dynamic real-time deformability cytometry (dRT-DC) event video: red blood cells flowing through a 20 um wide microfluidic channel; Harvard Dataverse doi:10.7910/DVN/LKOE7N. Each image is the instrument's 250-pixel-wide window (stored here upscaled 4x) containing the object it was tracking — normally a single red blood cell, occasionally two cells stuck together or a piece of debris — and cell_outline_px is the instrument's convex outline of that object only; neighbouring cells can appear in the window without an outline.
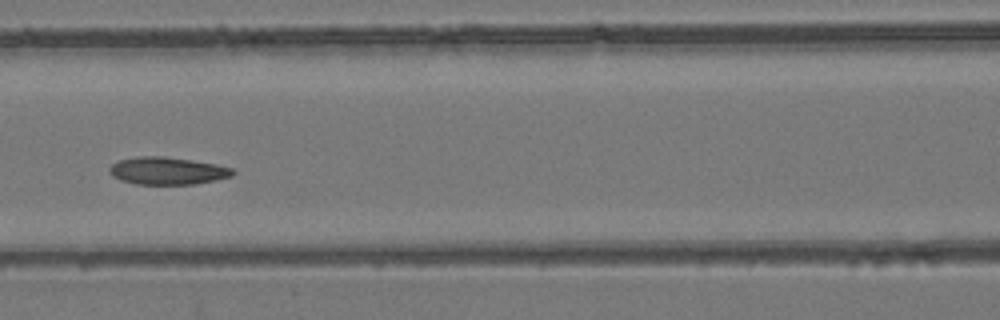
{"species": "common noctule bat (a hibernating species)", "species_latin": "Nyctalus noctula", "temperature_condition": "room temperature", "stored_images_in_passage": 9, "camera_frame_rate_fps": 3000, "um_per_image_px": 0.085, "animal": {"sex": "female", "body_mass_g": 24.6, "forearm_length_mm": 56.2}, "frame": {"image": 1, "passage_image": 7, "time_ms": 7.0, "image_size_px": [1000, 320], "cell_outline_px": [[236, 172], [232, 176], [216, 180], [192, 184], [136, 184], [120, 180], [112, 176], [108, 172], [108, 168], [112, 164], [120, 160], [136, 156], [164, 156], [192, 160], [216, 164], [232, 168]], "centroid_in_image_um": [14.21, 14.51], "position_along_channel_um": 152.4, "area_um2": 19.83}}
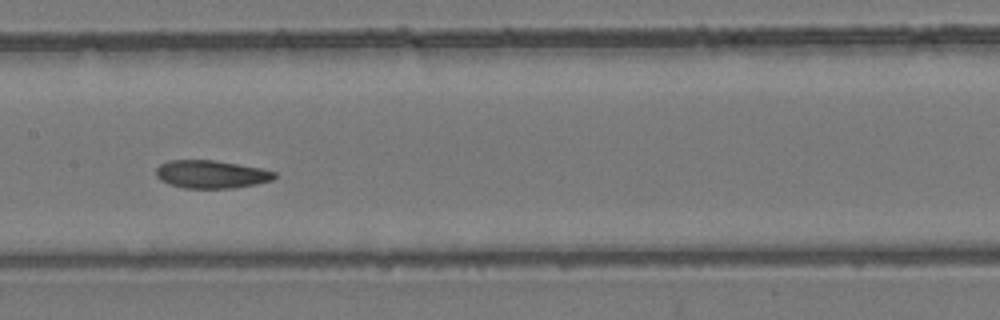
{"frame": {"image": 2, "passage_image": 8, "time_ms": 8.0, "image_size_px": [1000, 320], "cell_outline_px": [[276, 176], [272, 180], [256, 184], [236, 188], [184, 188], [168, 184], [160, 180], [156, 176], [156, 168], [160, 164], [168, 160], [212, 160], [260, 168], [276, 172]], "centroid_in_image_um": [17.92, 14.82], "position_along_channel_um": 189.5, "area_um2": 19.31}}
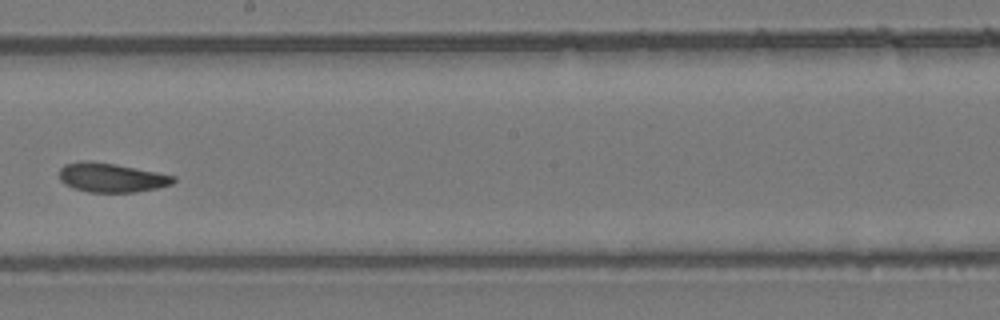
{"frame": {"image": 3, "passage_image": 9, "time_ms": 9.333, "image_size_px": [1000, 320], "cell_outline_px": [[176, 180], [172, 184], [156, 188], [136, 192], [88, 192], [72, 188], [64, 184], [60, 180], [60, 168], [64, 164], [116, 164], [176, 176]], "centroid_in_image_um": [9.53, 15.15], "position_along_channel_um": 238.7, "area_um2": 18.67}}